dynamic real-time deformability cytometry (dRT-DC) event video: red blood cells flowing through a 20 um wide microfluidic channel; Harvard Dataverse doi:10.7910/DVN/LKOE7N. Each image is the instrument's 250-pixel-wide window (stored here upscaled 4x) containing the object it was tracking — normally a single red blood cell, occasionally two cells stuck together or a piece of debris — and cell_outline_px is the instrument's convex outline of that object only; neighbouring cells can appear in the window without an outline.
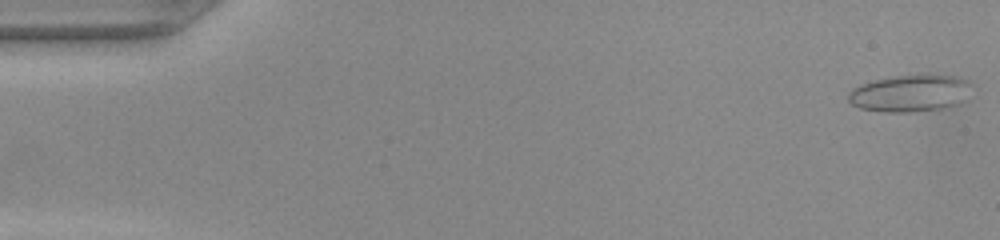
{"species": "common noctule bat (a hibernating species)", "species_latin": "Nyctalus noctula", "temperature_condition": "warm", "stored_images_in_passage": 49, "camera_frame_rate_fps": 3000, "um_per_image_px": 0.085, "animal": {"sex": "female", "body_mass_g": 22.0, "forearm_length_mm": 56.7}, "frame": {"image": 1, "passage_image": 1, "time_ms": 0.0, "image_size_px": [1000, 240], "cell_outline_px": [[972, 84], [960, 100], [956, 104], [940, 108], [908, 112], [884, 112], [860, 108], [852, 104], [848, 100], [848, 92], [852, 88], [876, 80], [896, 76], [928, 72], [956, 76], [968, 80]], "centroid_in_image_um": [77.34, 7.89], "position_along_channel_um": 7.7, "area_um2": 26.53}}
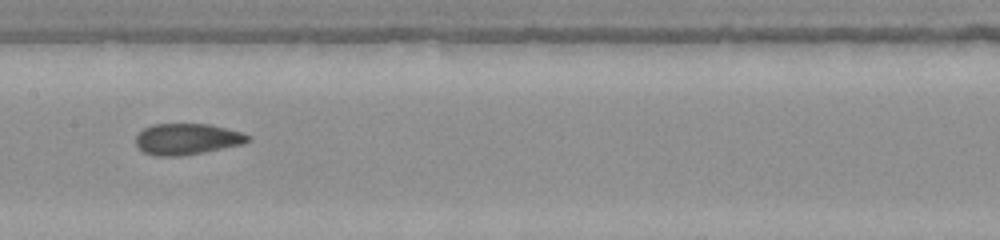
{"frame": {"image": 2, "passage_image": 25, "time_ms": 8.0, "image_size_px": [1000, 240], "cell_outline_px": [[248, 140], [240, 144], [204, 152], [180, 156], [156, 156], [144, 152], [136, 144], [136, 136], [144, 128], [152, 124], [208, 124], [240, 132], [248, 136]], "centroid_in_image_um": [15.83, 11.82], "position_along_channel_um": 191.6, "area_um2": 19.94}}
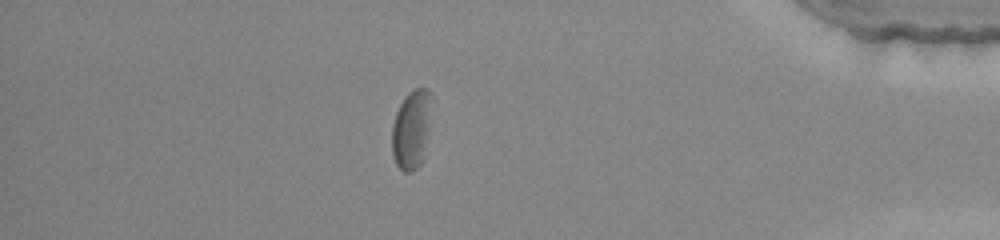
{"frame": {"image": 3, "passage_image": 43, "time_ms": 14.0, "image_size_px": [1000, 240], "cell_outline_px": [[432, 96], [424, 160], [416, 168], [408, 172], [404, 172], [396, 164], [392, 152], [392, 124], [396, 112], [400, 104], [408, 92], [416, 88], [428, 88], [432, 92]], "centroid_in_image_um": [34.98, 10.97], "position_along_channel_um": 400.2, "area_um2": 18.32}}